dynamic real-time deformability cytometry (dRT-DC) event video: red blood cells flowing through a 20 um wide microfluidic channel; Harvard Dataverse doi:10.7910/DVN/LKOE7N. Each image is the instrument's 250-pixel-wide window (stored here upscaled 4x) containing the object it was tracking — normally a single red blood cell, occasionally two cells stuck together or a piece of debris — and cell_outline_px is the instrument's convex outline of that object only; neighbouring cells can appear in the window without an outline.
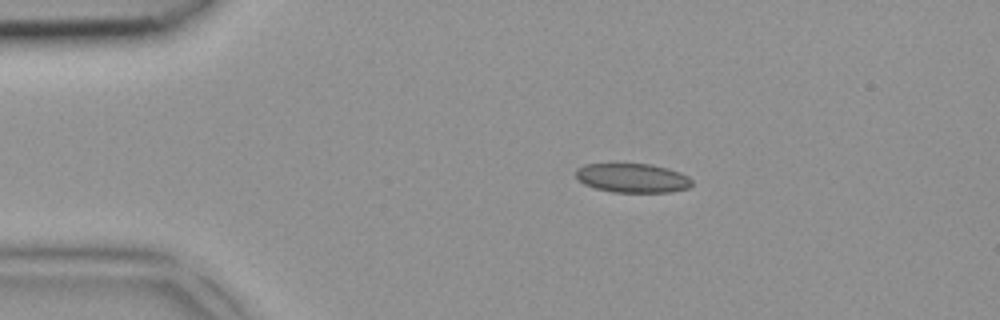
{"species": "common noctule bat (a hibernating species)", "species_latin": "Nyctalus noctula", "temperature_condition": "room temperature", "stored_images_in_passage": 2, "camera_frame_rate_fps": 3000, "um_per_image_px": 0.085, "animal": {"sex": "female", "body_mass_g": 18.4}, "frame": {"image": 1, "passage_image": 1, "time_ms": 0.0, "image_size_px": [1000, 320], "cell_outline_px": [[692, 184], [688, 188], [668, 192], [612, 192], [596, 188], [584, 184], [576, 176], [576, 168], [584, 164], [652, 164], [668, 168], [680, 172], [688, 176], [692, 180]], "centroid_in_image_um": [53.77, 15.12], "position_along_channel_um": 31.2, "area_um2": 19.71}}